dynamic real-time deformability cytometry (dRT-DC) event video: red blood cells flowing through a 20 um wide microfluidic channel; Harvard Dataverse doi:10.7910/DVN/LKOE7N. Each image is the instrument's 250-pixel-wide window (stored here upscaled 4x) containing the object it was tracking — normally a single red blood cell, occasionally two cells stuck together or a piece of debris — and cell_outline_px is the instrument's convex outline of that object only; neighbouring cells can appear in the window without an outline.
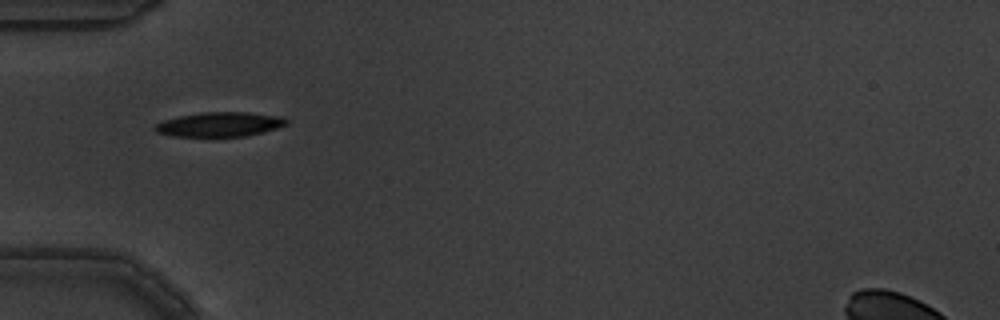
{"species": "common noctule bat (a hibernating species)", "species_latin": "Nyctalus noctula", "temperature_condition": "warm", "stored_images_in_passage": 14, "camera_frame_rate_fps": 3000, "um_per_image_px": 0.085, "animal": {"sex": "male", "body_mass_g": 19.5, "forearm_length_mm": 54.6}, "frame": {"image": 1, "passage_image": 5, "time_ms": 1.333, "image_size_px": [1000, 320], "cell_outline_px": [[288, 124], [264, 132], [244, 136], [212, 140], [172, 136], [156, 132], [152, 128], [156, 124], [164, 120], [180, 116], [200, 112], [248, 112], [284, 116], [288, 120]], "centroid_in_image_um": [18.65, 10.62], "position_along_channel_um": 66.3, "area_um2": 19.88}}
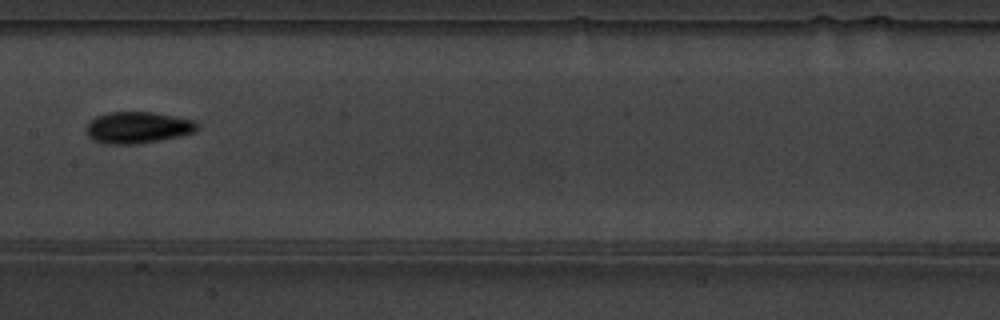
{"frame": {"image": 2, "passage_image": 8, "time_ms": 2.333, "image_size_px": [1000, 320], "cell_outline_px": [[200, 128], [196, 132], [180, 136], [136, 144], [104, 144], [92, 140], [88, 136], [88, 124], [96, 116], [108, 112], [152, 112], [196, 120]], "centroid_in_image_um": [11.75, 10.84], "position_along_channel_um": 195.6, "area_um2": 20.46}}
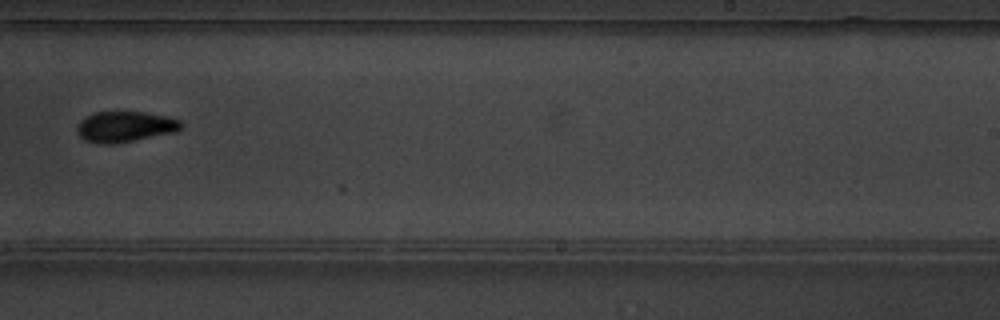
{"frame": {"image": 3, "passage_image": 10, "time_ms": 3.0, "image_size_px": [1000, 320], "cell_outline_px": [[184, 124], [176, 132], [116, 144], [100, 144], [84, 140], [76, 132], [76, 128], [80, 120], [96, 112], [144, 112], [164, 116], [180, 120]], "centroid_in_image_um": [10.62, 10.78], "position_along_channel_um": 278.4, "area_um2": 18.67}}